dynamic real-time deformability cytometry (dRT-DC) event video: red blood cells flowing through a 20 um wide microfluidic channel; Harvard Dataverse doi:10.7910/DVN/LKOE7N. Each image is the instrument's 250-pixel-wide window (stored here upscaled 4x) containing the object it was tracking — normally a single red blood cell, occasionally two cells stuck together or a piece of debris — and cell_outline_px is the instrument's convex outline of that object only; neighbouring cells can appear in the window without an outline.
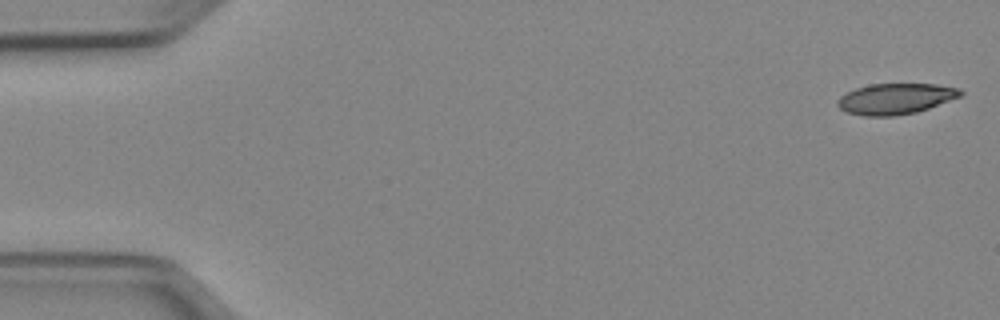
{"species": "Egyptian fruit bat (a non-hibernating species)", "species_latin": "Rousettus aegyptiacus", "temperature_condition": "cold", "stored_images_in_passage": 51, "camera_frame_rate_fps": 3000, "um_per_image_px": 0.085, "animal": {"sex": "female"}, "frame": {"image": 1, "passage_image": 1, "time_ms": 0.0, "image_size_px": [1000, 320], "cell_outline_px": [[964, 96], [916, 112], [892, 116], [864, 116], [848, 112], [840, 108], [836, 104], [836, 100], [840, 96], [856, 88], [868, 84], [936, 84], [960, 88], [964, 92]], "centroid_in_image_um": [76.15, 8.39], "position_along_channel_um": 8.8, "area_um2": 22.2}}
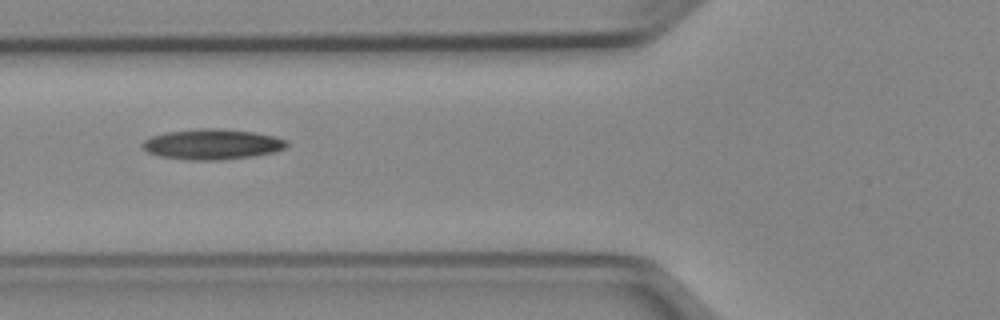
{"frame": {"image": 2, "passage_image": 19, "time_ms": 6.0, "image_size_px": [1000, 320], "cell_outline_px": [[288, 148], [276, 152], [252, 156], [220, 160], [192, 160], [160, 156], [148, 152], [140, 144], [144, 140], [152, 136], [164, 132], [200, 128], [220, 128], [252, 132], [276, 136], [288, 140]], "centroid_in_image_um": [18.08, 12.25], "position_along_channel_um": 107.7, "area_um2": 25.78}}
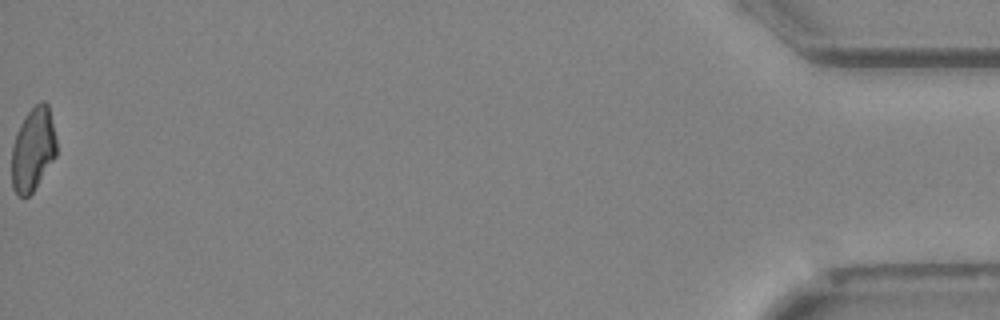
{"frame": {"image": 3, "passage_image": 51, "time_ms": 16.667, "image_size_px": [1000, 320], "cell_outline_px": [[56, 156], [32, 192], [28, 196], [16, 196], [12, 188], [12, 148], [16, 132], [20, 124], [28, 112], [40, 100], [44, 100], [48, 104], [56, 136]], "centroid_in_image_um": [2.8, 12.69], "position_along_channel_um": 432.4, "area_um2": 21.79}, "authors_computed_cell_mechanics": {"area_um2": 23.2356, "velocity_mm_per_s": 3.9738, "shape_relaxation_time_tau1_ms": 10.312, "shape_relaxation_time_tau2_ms": null, "deformation_change_tau1": 0.2258, "deformation_change_tau2": null}}